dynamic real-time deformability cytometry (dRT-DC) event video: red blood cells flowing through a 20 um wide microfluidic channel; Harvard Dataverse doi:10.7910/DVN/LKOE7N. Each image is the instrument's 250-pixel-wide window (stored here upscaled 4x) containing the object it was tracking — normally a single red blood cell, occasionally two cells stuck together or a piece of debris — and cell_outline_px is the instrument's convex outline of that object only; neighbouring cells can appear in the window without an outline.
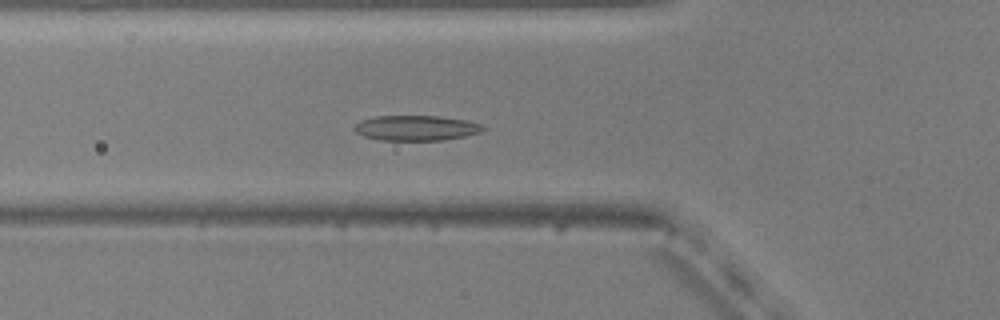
{"species": "common noctule bat (a hibernating species)", "species_latin": "Nyctalus noctula", "temperature_condition": "warm", "stored_images_in_passage": 56, "segment_of_instrument_passage": [1, 2], "camera_frame_rate_fps": 3000, "um_per_image_px": 0.085, "animal": {"sex": "male", "body_mass_g": 20.5, "forearm_length_mm": 52.5}, "frame": {"image": 1, "passage_image": 20, "time_ms": 6.333, "image_size_px": [1000, 320], "cell_outline_px": [[484, 128], [480, 132], [464, 136], [444, 140], [380, 140], [364, 136], [356, 132], [352, 128], [360, 120], [376, 116], [436, 116], [464, 120], [480, 124]], "centroid_in_image_um": [35.31, 10.88], "position_along_channel_um": 90.5, "area_um2": 18.67}}
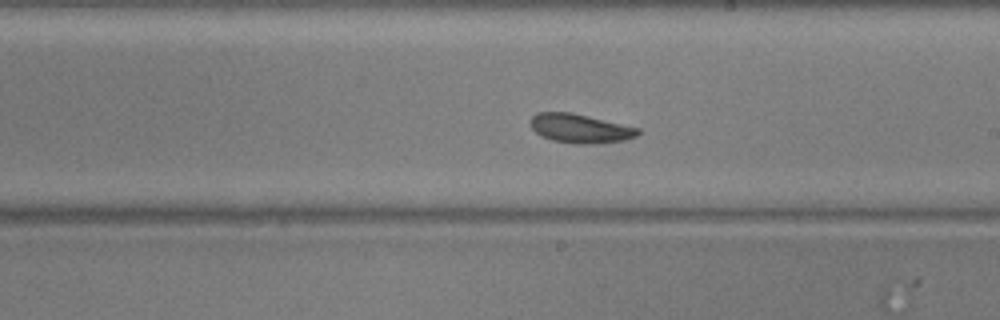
{"frame": {"image": 2, "passage_image": 32, "time_ms": 10.333, "image_size_px": [1000, 320], "cell_outline_px": [[640, 132], [636, 136], [624, 140], [596, 144], [572, 144], [552, 140], [540, 136], [528, 124], [528, 120], [536, 112], [568, 112], [588, 116], [640, 128]], "centroid_in_image_um": [49.26, 10.92], "position_along_channel_um": 239.7, "area_um2": 18.38}}
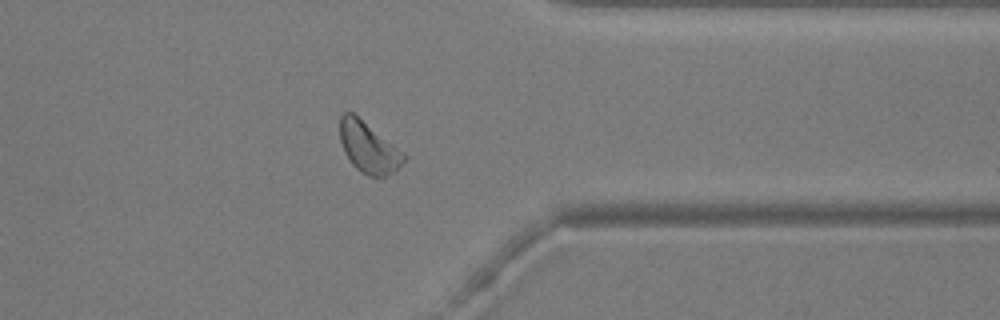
{"frame": {"image": 3, "passage_image": 44, "time_ms": 14.333, "image_size_px": [1000, 320], "cell_outline_px": [[408, 160], [392, 172], [384, 176], [368, 176], [356, 168], [352, 164], [344, 152], [340, 140], [340, 116], [344, 112], [352, 112], [404, 152], [408, 156]], "centroid_in_image_um": [31.34, 12.53], "position_along_channel_um": 380.1, "area_um2": 18.84}}